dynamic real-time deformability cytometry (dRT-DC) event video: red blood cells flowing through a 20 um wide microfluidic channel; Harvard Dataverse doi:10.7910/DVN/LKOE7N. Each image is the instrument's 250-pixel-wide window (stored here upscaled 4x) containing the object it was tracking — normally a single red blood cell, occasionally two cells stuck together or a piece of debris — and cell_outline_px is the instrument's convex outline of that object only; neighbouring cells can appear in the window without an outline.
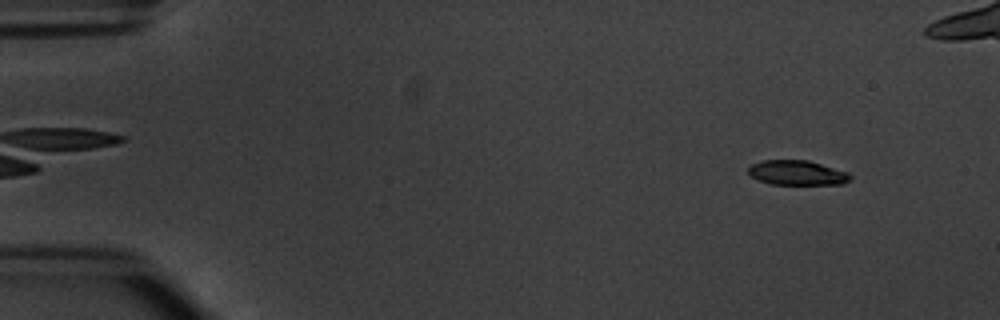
{"species": "common noctule bat (a hibernating species)", "species_latin": "Nyctalus noctula", "temperature_condition": "warm", "stored_images_in_passage": 6, "camera_frame_rate_fps": 3000, "um_per_image_px": 0.085, "animal": {"sex": "male", "body_mass_g": 20.1, "forearm_length_mm": 53.5}, "frame": {"image": 1, "passage_image": 6, "time_ms": 6.0, "image_size_px": [1000, 320], "cell_outline_px": [[852, 180], [844, 184], [772, 184], [756, 180], [748, 172], [748, 168], [752, 164], [764, 160], [808, 160], [848, 172], [852, 176]], "centroid_in_image_um": [67.78, 14.69], "position_along_channel_um": 17.2, "area_um2": 14.74}}